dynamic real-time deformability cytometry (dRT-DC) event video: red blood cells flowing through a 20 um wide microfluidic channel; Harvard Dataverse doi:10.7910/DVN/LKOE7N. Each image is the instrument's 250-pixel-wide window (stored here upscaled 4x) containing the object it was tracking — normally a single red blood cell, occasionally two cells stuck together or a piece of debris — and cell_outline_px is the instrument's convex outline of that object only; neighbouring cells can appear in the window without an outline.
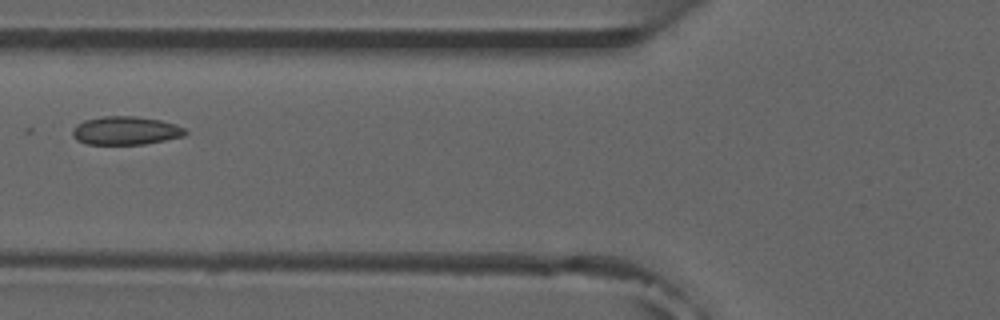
{"species": "common noctule bat (a hibernating species)", "species_latin": "Nyctalus noctula", "temperature_condition": "room temperature", "stored_images_in_passage": 6, "camera_frame_rate_fps": 3000, "um_per_image_px": 0.085, "animal": {"sex": "male", "forearm_length_mm": 52.5}, "frame": {"image": 1, "passage_image": 6, "time_ms": 5.667, "image_size_px": [1000, 320], "cell_outline_px": [[188, 132], [184, 136], [144, 144], [88, 144], [76, 140], [72, 136], [72, 128], [76, 124], [84, 120], [104, 116], [132, 116], [160, 120], [176, 124], [184, 128]], "centroid_in_image_um": [10.65, 11.1], "position_along_channel_um": 115.1, "area_um2": 18.67}}